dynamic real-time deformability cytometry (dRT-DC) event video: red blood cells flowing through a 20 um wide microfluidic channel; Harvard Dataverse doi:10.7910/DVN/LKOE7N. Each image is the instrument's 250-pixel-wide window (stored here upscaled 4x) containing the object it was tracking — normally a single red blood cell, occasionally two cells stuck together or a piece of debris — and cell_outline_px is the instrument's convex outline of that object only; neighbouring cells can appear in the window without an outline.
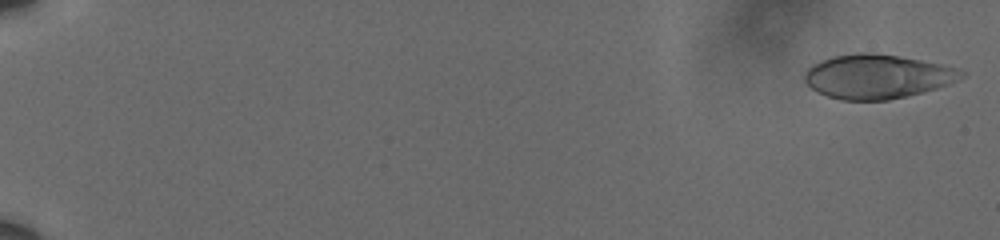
{"species": "human", "species_latin": "Homo sapiens", "temperature_condition": "cold", "stored_images_in_passage": 60, "camera_frame_rate_fps": 3000, "um_per_image_px": 0.085, "donor": {"sex": "male"}, "frame": {"image": 1, "passage_image": 2, "time_ms": 0.333, "image_size_px": [1000, 240], "cell_outline_px": [[964, 76], [948, 84], [936, 88], [908, 96], [888, 100], [840, 100], [816, 92], [804, 80], [804, 72], [812, 64], [820, 60], [836, 56], [860, 52], [872, 52], [900, 56], [940, 64], [964, 72]], "centroid_in_image_um": [74.51, 6.5], "position_along_channel_um": 10.5, "area_um2": 40.11}}
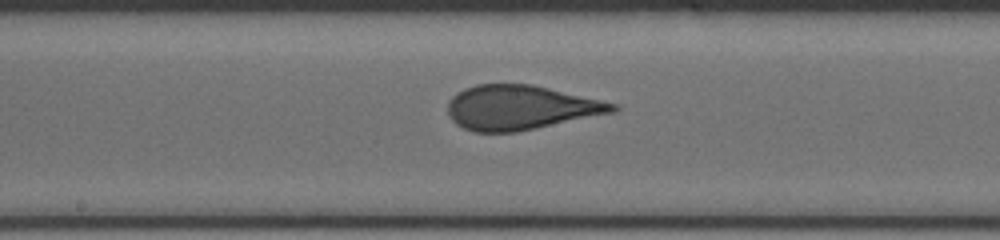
{"frame": {"image": 2, "passage_image": 35, "time_ms": 11.333, "image_size_px": [1000, 240], "cell_outline_px": [[620, 108], [616, 112], [516, 132], [472, 132], [456, 124], [448, 116], [448, 104], [452, 96], [456, 92], [464, 88], [476, 84], [532, 84], [600, 100], [616, 104]], "centroid_in_image_um": [44.21, 9.14], "position_along_channel_um": 204.0, "area_um2": 42.71}}
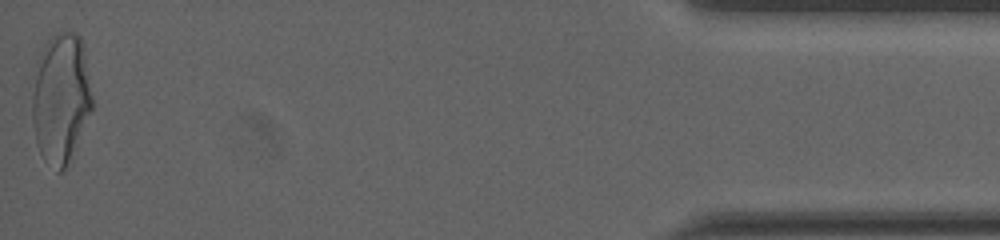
{"frame": {"image": 3, "passage_image": 60, "time_ms": 19.667, "image_size_px": [1000, 240], "cell_outline_px": [[92, 108], [68, 160], [64, 168], [60, 172], [56, 172], [44, 160], [36, 144], [32, 120], [32, 96], [36, 60], [48, 36], [56, 32], [76, 32], [80, 36], [84, 44], [92, 96]], "centroid_in_image_um": [5.14, 8.26], "position_along_channel_um": 430.1, "area_um2": 45.66}, "authors_computed_cell_mechanics": {"area_um2": 42.3674, "velocity_mm_per_s": 3.6135, "shape_relaxation_time_tau1_ms": 6.1352, "shape_relaxation_time_tau2_ms": null, "deformation_change_tau1": 0.1836, "deformation_change_tau2": null}}